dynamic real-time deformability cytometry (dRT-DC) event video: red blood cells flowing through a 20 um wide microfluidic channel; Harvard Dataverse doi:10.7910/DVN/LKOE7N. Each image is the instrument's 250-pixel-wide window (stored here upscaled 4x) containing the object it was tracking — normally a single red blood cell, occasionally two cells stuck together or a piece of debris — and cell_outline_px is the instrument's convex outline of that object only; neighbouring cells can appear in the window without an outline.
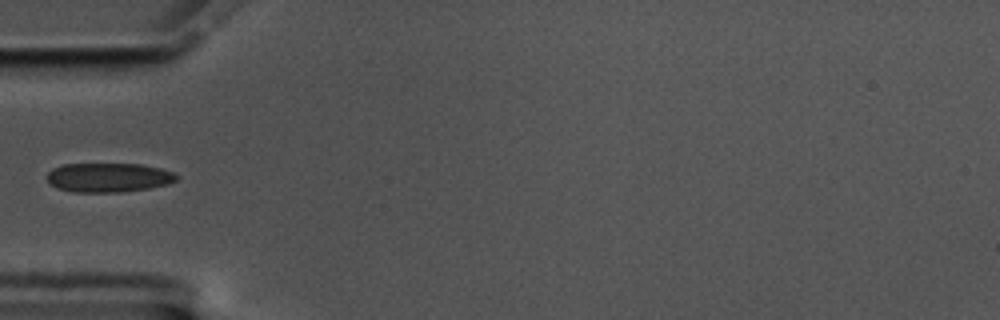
{"species": "common noctule bat (a hibernating species)", "species_latin": "Nyctalus noctula", "temperature_condition": "cold", "stored_images_in_passage": 40, "camera_frame_rate_fps": 3000, "um_per_image_px": 0.085, "animal": {"sex": "male", "body_mass_g": 17.5, "forearm_length_mm": 52.3}, "frame": {"image": 1, "passage_image": 1, "time_ms": 0.0, "image_size_px": [1000, 320], "cell_outline_px": [[180, 176], [176, 180], [168, 184], [148, 188], [120, 192], [72, 192], [56, 188], [48, 184], [44, 176], [52, 168], [64, 164], [140, 164], [160, 168], [172, 172]], "centroid_in_image_um": [9.16, 15.09], "position_along_channel_um": 75.8, "area_um2": 22.31}}
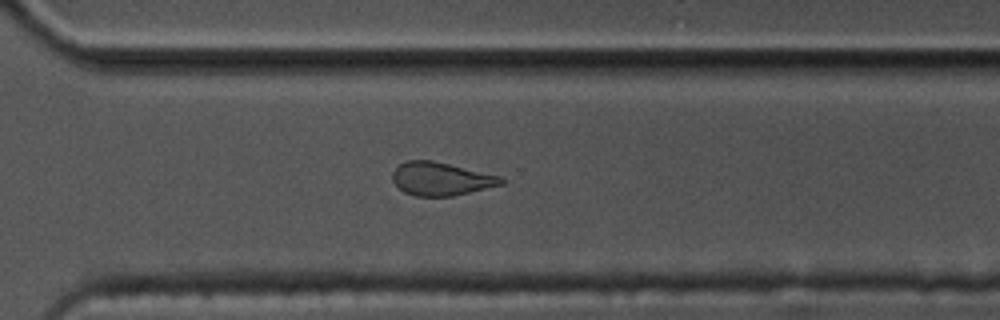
{"frame": {"image": 2, "passage_image": 23, "time_ms": 7.333, "image_size_px": [1000, 320], "cell_outline_px": [[504, 184], [452, 196], [416, 196], [404, 192], [392, 180], [392, 172], [404, 160], [432, 160], [500, 176], [504, 180]], "centroid_in_image_um": [37.46, 15.2], "position_along_channel_um": 333.1, "area_um2": 20.87}}
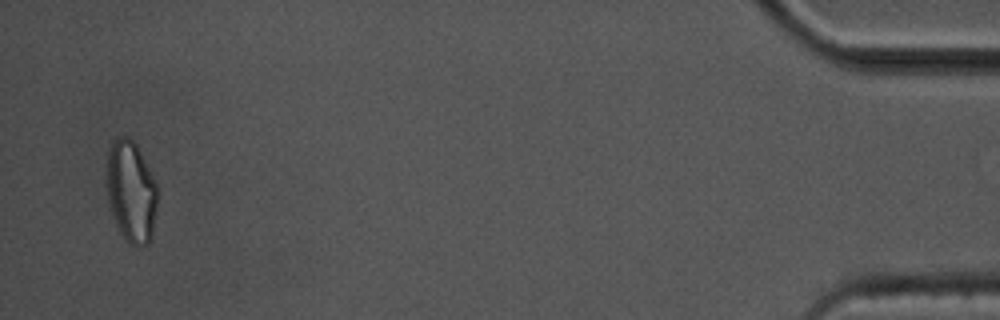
{"frame": {"image": 3, "passage_image": 38, "time_ms": 12.333, "image_size_px": [1000, 320], "cell_outline_px": [[156, 208], [152, 240], [148, 244], [140, 248], [128, 244], [120, 232], [116, 224], [108, 200], [108, 152], [112, 140], [116, 136], [128, 136], [136, 144], [156, 184]], "centroid_in_image_um": [11.15, 16.33], "position_along_channel_um": 424.0, "area_um2": 29.82}}